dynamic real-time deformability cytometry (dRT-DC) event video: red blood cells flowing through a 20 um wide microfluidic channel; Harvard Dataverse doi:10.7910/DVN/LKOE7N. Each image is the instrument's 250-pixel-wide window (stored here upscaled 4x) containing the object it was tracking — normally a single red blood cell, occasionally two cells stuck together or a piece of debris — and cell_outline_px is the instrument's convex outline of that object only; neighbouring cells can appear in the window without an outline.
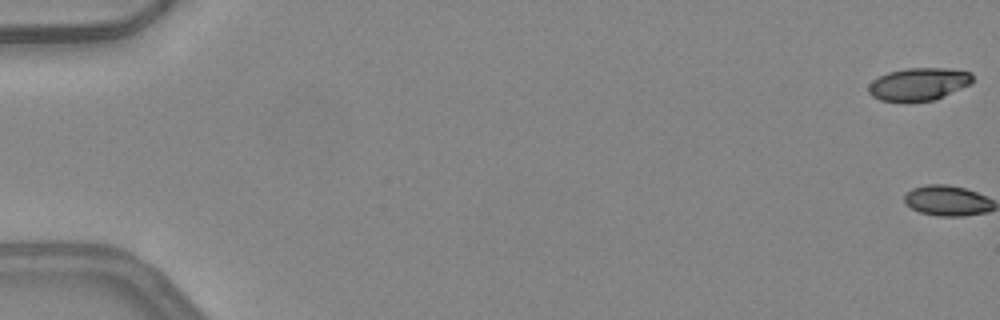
{"species": "common noctule bat (a hibernating species)", "species_latin": "Nyctalus noctula", "temperature_condition": "warm", "stored_images_in_passage": 2, "camera_frame_rate_fps": 3000, "um_per_image_px": 0.085, "animal": {"sex": "female", "body_mass_g": 24.6, "forearm_length_mm": 56.2}, "frame": {"image": 1, "passage_image": 1, "time_ms": 0.0, "image_size_px": [1000, 320], "cell_outline_px": [[972, 84], [936, 100], [880, 100], [872, 96], [868, 92], [868, 84], [872, 80], [888, 72], [908, 68], [948, 68], [972, 72]], "centroid_in_image_um": [78.12, 7.13], "position_along_channel_um": 6.9, "area_um2": 19.71}}